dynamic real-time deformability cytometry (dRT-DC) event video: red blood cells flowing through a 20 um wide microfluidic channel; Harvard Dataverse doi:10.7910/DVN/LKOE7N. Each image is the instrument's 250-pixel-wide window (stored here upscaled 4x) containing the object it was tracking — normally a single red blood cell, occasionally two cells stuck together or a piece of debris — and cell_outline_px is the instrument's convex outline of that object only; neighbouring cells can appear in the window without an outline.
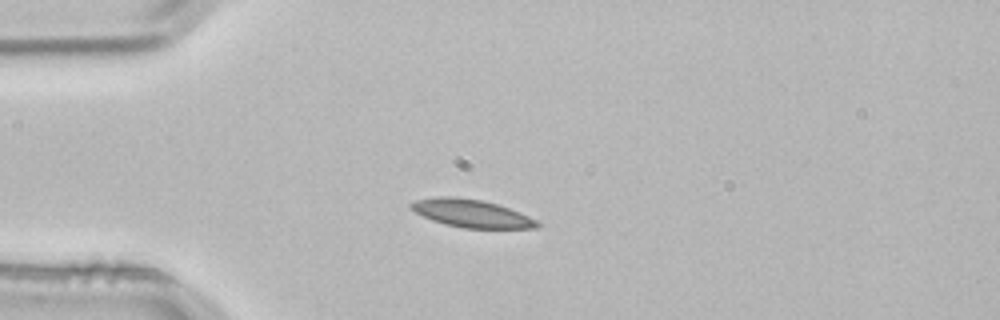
{"species": "common noctule bat (a hibernating species)", "species_latin": "Nyctalus noctula", "temperature_condition": "room temperature", "stored_images_in_passage": 4, "camera_frame_rate_fps": 3000, "um_per_image_px": 0.085, "animal": {"sex": "male", "body_mass_g": 21.5, "forearm_length_mm": 52.0}, "frame": {"image": 1, "passage_image": 3, "time_ms": 0.667, "image_size_px": [1000, 320], "cell_outline_px": [[540, 228], [464, 228], [444, 224], [432, 220], [408, 208], [408, 204], [416, 200], [436, 196], [456, 196], [480, 200], [496, 204], [508, 208], [528, 216], [536, 220], [540, 224]], "centroid_in_image_um": [40.03, 18.13], "position_along_channel_um": 45.0, "area_um2": 20.4}}
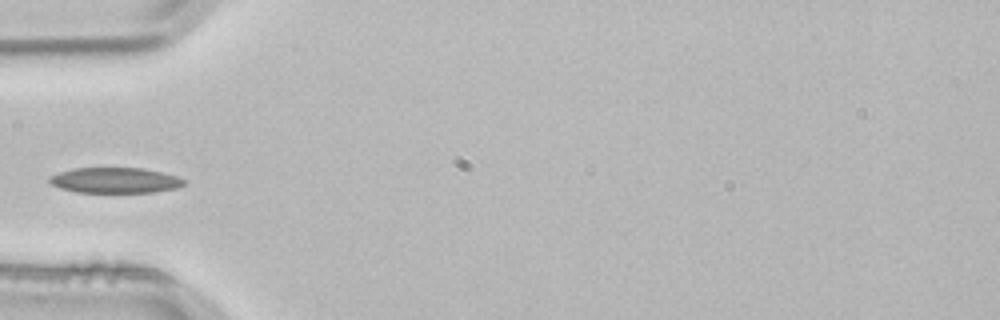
{"frame": {"image": 2, "passage_image": 4, "time_ms": 1.0, "image_size_px": [1000, 320], "cell_outline_px": [[184, 184], [176, 188], [156, 192], [76, 192], [60, 188], [52, 184], [48, 180], [48, 176], [72, 168], [144, 168], [176, 176], [184, 180]], "centroid_in_image_um": [9.74, 15.32], "position_along_channel_um": 75.3, "area_um2": 19.88}}